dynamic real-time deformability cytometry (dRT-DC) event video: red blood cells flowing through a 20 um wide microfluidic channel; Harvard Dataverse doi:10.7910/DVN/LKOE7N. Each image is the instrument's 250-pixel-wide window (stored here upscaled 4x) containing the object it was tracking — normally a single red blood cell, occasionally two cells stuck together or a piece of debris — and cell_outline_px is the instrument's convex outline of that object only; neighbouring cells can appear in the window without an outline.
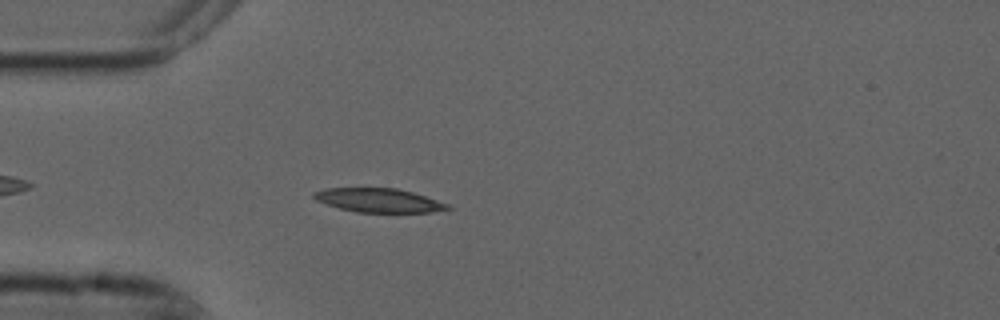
{"species": "common noctule bat (a hibernating species)", "species_latin": "Nyctalus noctula", "temperature_condition": "cold", "stored_images_in_passage": 4, "camera_frame_rate_fps": 3000, "um_per_image_px": 0.085, "animal": {"sex": "male", "forearm_length_mm": 52.5}, "frame": {"image": 1, "passage_image": 4, "time_ms": 1.0, "image_size_px": [1000, 320], "cell_outline_px": [[452, 208], [432, 212], [356, 212], [340, 208], [316, 200], [312, 196], [312, 192], [324, 188], [396, 188], [412, 192], [448, 204]], "centroid_in_image_um": [32.15, 17.02], "position_along_channel_um": 52.8, "area_um2": 18.44}}